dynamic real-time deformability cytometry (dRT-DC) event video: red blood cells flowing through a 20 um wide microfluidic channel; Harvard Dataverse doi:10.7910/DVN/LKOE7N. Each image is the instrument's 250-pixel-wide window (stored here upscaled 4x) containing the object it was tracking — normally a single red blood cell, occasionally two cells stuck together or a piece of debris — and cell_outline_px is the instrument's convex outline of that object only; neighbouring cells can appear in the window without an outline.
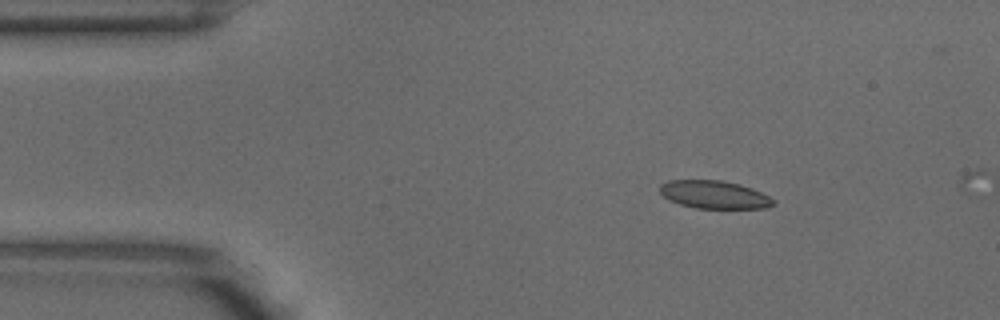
{"species": "common noctule bat (a hibernating species)", "species_latin": "Nyctalus noctula", "temperature_condition": "warm", "stored_images_in_passage": 4, "camera_frame_rate_fps": 3000, "um_per_image_px": 0.085, "animal": {"sex": "male", "body_mass_g": 18.8}, "frame": {"image": 1, "passage_image": 2, "time_ms": 0.333, "image_size_px": [1000, 320], "cell_outline_px": [[776, 204], [768, 208], [696, 208], [680, 204], [664, 196], [660, 192], [660, 184], [668, 180], [724, 180], [740, 184], [752, 188], [776, 200]], "centroid_in_image_um": [60.75, 16.54], "position_along_channel_um": 24.2, "area_um2": 18.5}}